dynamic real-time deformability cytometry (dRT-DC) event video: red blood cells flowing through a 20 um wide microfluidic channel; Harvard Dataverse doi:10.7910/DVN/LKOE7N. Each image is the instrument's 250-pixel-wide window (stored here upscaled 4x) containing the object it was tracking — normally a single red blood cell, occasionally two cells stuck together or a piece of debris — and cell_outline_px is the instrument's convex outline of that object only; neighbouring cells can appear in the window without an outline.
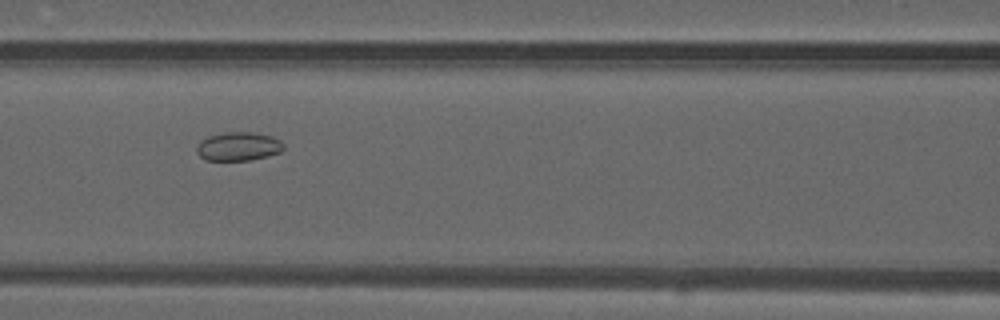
{"species": "common noctule bat (a hibernating species)", "species_latin": "Nyctalus noctula", "temperature_condition": "warm", "stored_images_in_passage": 45, "camera_frame_rate_fps": 3000, "um_per_image_px": 0.085, "animal": {"sex": "male", "forearm_length_mm": 52.5}, "frame": {"image": 1, "passage_image": 19, "time_ms": 6.0, "image_size_px": [1000, 320], "cell_outline_px": [[284, 148], [280, 152], [268, 156], [248, 160], [204, 160], [196, 152], [196, 148], [200, 140], [208, 136], [224, 132], [252, 132], [272, 136], [280, 140], [284, 144]], "centroid_in_image_um": [20.25, 12.44], "position_along_channel_um": 146.3, "area_um2": 14.62}}
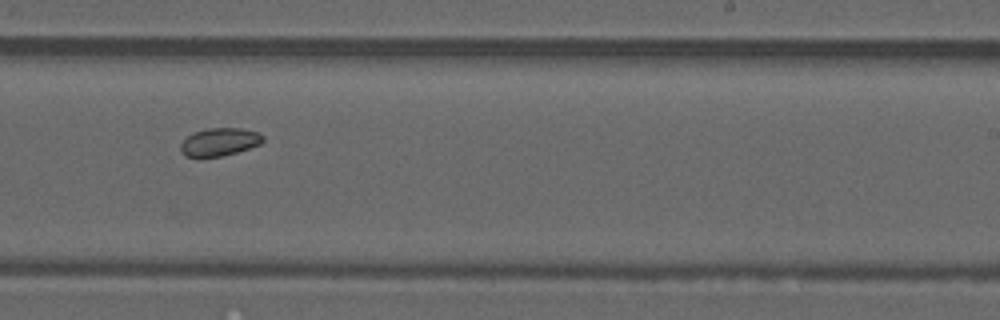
{"frame": {"image": 2, "passage_image": 28, "time_ms": 9.0, "image_size_px": [1000, 320], "cell_outline_px": [[264, 140], [260, 144], [236, 152], [220, 156], [184, 156], [180, 152], [180, 144], [192, 132], [208, 128], [240, 128], [260, 132], [264, 136]], "centroid_in_image_um": [18.66, 12.04], "position_along_channel_um": 270.3, "area_um2": 13.35}}
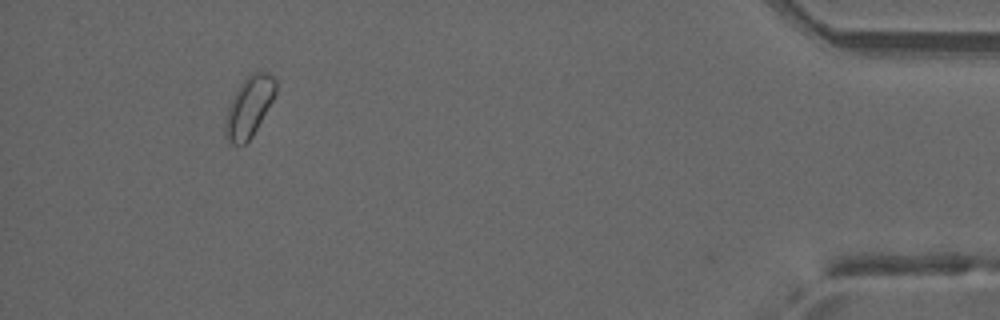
{"frame": {"image": 3, "passage_image": 43, "time_ms": 14.0, "image_size_px": [1000, 320], "cell_outline_px": [[276, 92], [272, 100], [252, 136], [244, 144], [232, 144], [224, 136], [224, 124], [228, 108], [232, 96], [240, 84], [252, 72], [268, 72], [276, 80]], "centroid_in_image_um": [21.15, 9.07], "position_along_channel_um": 414.1, "area_um2": 17.51}, "authors_computed_cell_mechanics": {"area_um2": 15.4904, "velocity_mm_per_s": 4.1652, "shape_relaxation_time_tau1_ms": null, "shape_relaxation_time_tau2_ms": 1.4506, "deformation_change_tau1": null, "deformation_change_tau2": 0.0417}}